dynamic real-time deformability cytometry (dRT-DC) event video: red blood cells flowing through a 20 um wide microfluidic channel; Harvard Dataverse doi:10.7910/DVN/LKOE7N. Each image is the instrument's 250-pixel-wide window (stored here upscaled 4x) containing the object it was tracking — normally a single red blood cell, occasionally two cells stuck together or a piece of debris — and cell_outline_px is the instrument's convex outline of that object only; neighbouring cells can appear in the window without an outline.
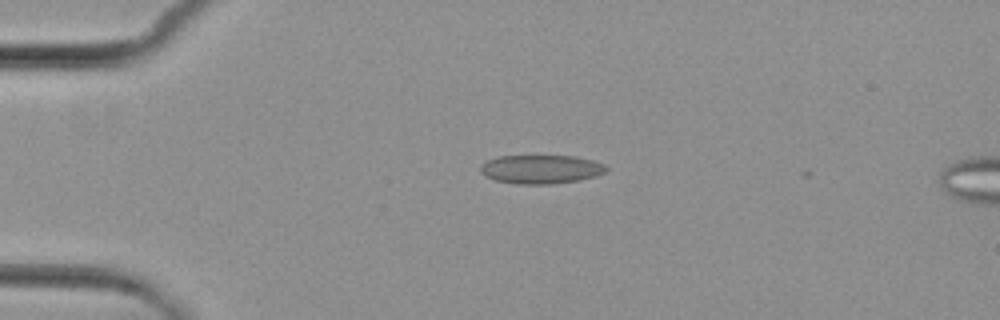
{"species": "common noctule bat (a hibernating species)", "species_latin": "Nyctalus noctula", "temperature_condition": "cold", "stored_images_in_passage": 6, "camera_frame_rate_fps": 3000, "um_per_image_px": 0.085, "animal": {"sex": "female", "body_mass_g": 29.2, "forearm_length_mm": 56.3}, "frame": {"image": 1, "passage_image": 6, "time_ms": 7.0, "image_size_px": [1000, 320], "cell_outline_px": [[608, 172], [596, 176], [580, 180], [552, 184], [516, 184], [496, 180], [484, 176], [480, 172], [480, 164], [496, 156], [576, 156], [592, 160], [604, 164], [608, 168]], "centroid_in_image_um": [45.99, 14.39], "position_along_channel_um": 39.0, "area_um2": 21.33}}